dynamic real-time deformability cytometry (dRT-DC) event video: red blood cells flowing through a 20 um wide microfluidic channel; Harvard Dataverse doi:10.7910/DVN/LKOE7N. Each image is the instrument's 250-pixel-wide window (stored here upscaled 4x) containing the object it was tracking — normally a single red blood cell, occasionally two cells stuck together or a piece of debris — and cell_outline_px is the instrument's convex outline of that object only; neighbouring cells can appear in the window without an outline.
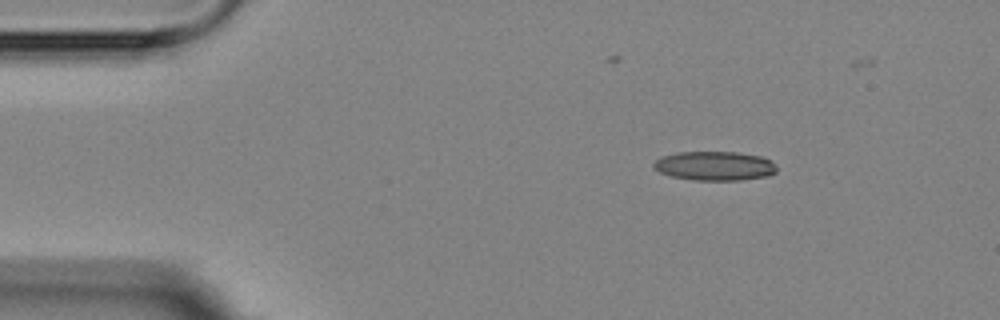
{"species": "Egyptian fruit bat (a non-hibernating species)", "species_latin": "Rousettus aegyptiacus", "temperature_condition": "room temperature", "stored_images_in_passage": 4, "camera_frame_rate_fps": 3000, "um_per_image_px": 0.085, "animal": {"sex": "female"}, "frame": {"image": 1, "passage_image": 1, "time_ms": 0.0, "image_size_px": [1000, 320], "cell_outline_px": [[776, 172], [768, 176], [740, 180], [692, 180], [672, 176], [660, 172], [652, 164], [660, 156], [676, 152], [736, 152], [764, 156], [776, 164]], "centroid_in_image_um": [60.77, 14.09], "position_along_channel_um": 24.2, "area_um2": 21.04}}